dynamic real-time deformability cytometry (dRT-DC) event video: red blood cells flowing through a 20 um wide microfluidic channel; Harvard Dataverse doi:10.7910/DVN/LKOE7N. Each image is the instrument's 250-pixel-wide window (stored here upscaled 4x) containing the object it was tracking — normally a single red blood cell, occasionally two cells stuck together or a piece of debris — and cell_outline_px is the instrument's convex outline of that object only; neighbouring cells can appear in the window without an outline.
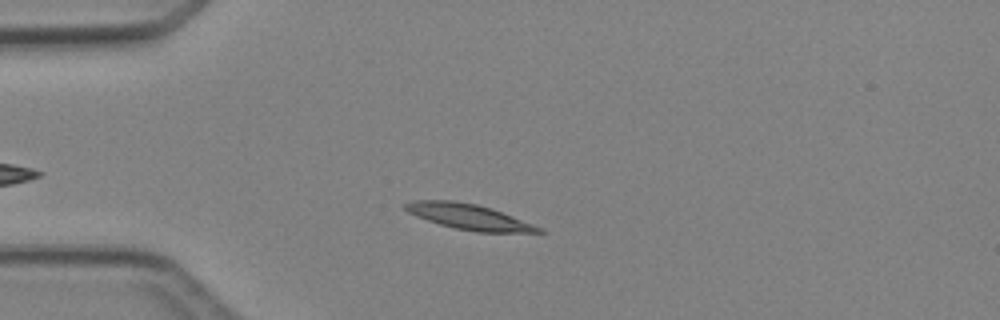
{"species": "Egyptian fruit bat (a non-hibernating species)", "species_latin": "Rousettus aegyptiacus", "temperature_condition": "cold", "stored_images_in_passage": 3, "camera_frame_rate_fps": 3000, "um_per_image_px": 0.085, "animal": {"sex": "female"}, "frame": {"image": 1, "passage_image": 3, "time_ms": 2.333, "image_size_px": [1000, 320], "cell_outline_px": [[548, 232], [476, 232], [456, 228], [440, 224], [416, 216], [408, 212], [404, 208], [404, 204], [416, 200], [452, 200], [476, 204], [492, 208], [544, 228]], "centroid_in_image_um": [39.89, 18.42], "position_along_channel_um": 45.1, "area_um2": 19.71}}